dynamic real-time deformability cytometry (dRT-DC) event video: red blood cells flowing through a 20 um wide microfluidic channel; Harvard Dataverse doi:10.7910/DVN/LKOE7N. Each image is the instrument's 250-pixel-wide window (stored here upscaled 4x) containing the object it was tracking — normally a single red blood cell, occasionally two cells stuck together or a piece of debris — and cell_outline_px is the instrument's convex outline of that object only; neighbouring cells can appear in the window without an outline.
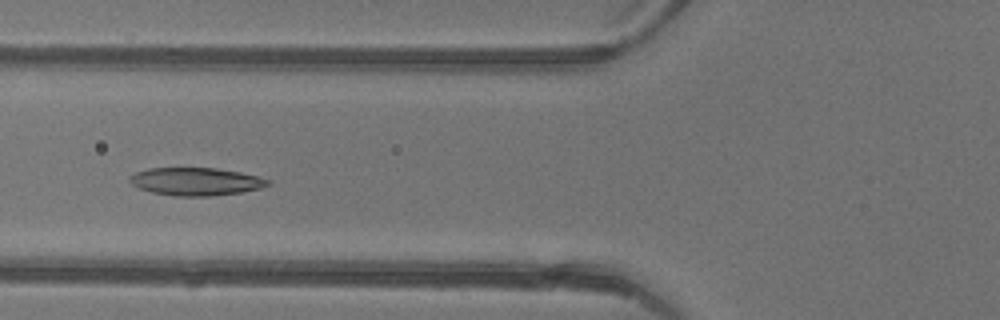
{"species": "common noctule bat (a hibernating species)", "species_latin": "Nyctalus noctula", "temperature_condition": "warm", "stored_images_in_passage": 33, "camera_frame_rate_fps": 3000, "um_per_image_px": 0.085, "animal": {"sex": "female"}, "frame": {"image": 1, "passage_image": 5, "time_ms": 1.333, "image_size_px": [1000, 320], "cell_outline_px": [[272, 184], [260, 188], [240, 192], [212, 196], [172, 196], [152, 192], [140, 188], [132, 184], [128, 180], [128, 176], [136, 172], [148, 168], [216, 168], [240, 172], [272, 180]], "centroid_in_image_um": [16.65, 15.43], "position_along_channel_um": 109.2, "area_um2": 22.48}}
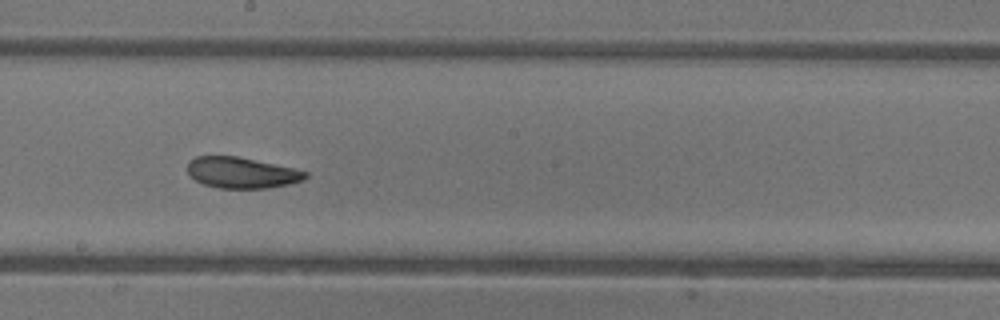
{"frame": {"image": 2, "passage_image": 13, "time_ms": 4.0, "image_size_px": [1000, 320], "cell_outline_px": [[308, 176], [304, 180], [288, 184], [268, 188], [216, 188], [204, 184], [196, 180], [188, 172], [188, 164], [196, 156], [236, 156], [292, 168], [308, 172]], "centroid_in_image_um": [20.55, 14.69], "position_along_channel_um": 227.6, "area_um2": 20.98}}
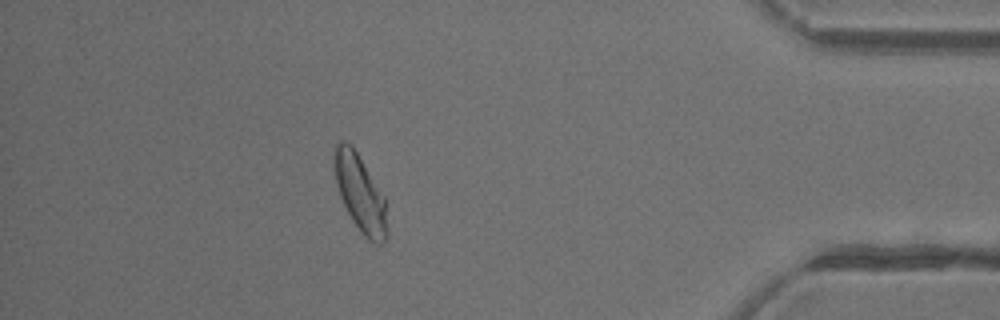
{"frame": {"image": 3, "passage_image": 28, "time_ms": 9.0, "image_size_px": [1000, 320], "cell_outline_px": [[388, 236], [380, 244], [372, 244], [360, 232], [352, 220], [340, 196], [336, 184], [332, 156], [332, 152], [336, 144], [340, 140], [344, 140], [352, 144], [384, 196]], "centroid_in_image_um": [30.59, 16.41], "position_along_channel_um": 404.6, "area_um2": 23.93}, "authors_computed_cell_mechanics": {"area_um2": 22.6576, "velocity_mm_per_s": 4.4312, "shape_relaxation_time_tau1_ms": 7.3864, "shape_relaxation_time_tau2_ms": 1.7994, "deformation_change_tau1": 0.2068, "deformation_change_tau2": 0.061}}